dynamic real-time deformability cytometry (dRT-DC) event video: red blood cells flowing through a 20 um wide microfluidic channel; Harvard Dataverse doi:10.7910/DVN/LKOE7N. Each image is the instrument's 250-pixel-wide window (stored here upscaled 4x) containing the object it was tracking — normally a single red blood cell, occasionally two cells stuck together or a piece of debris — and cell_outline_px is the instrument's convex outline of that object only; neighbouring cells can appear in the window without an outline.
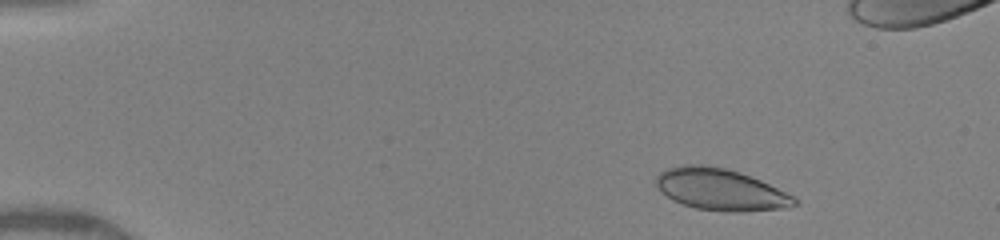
{"species": "human", "species_latin": "Homo sapiens", "temperature_condition": "warm", "stored_images_in_passage": 18, "camera_frame_rate_fps": 3000, "um_per_image_px": 0.085, "donor": {"sex": "female"}, "frame": {"image": 1, "passage_image": 4, "time_ms": 0.667, "image_size_px": [1000, 240], "cell_outline_px": [[800, 204], [780, 208], [740, 212], [728, 212], [696, 208], [672, 200], [660, 192], [656, 184], [656, 176], [660, 172], [668, 168], [684, 164], [700, 164], [724, 168], [740, 172], [760, 180], [796, 196], [800, 200]], "centroid_in_image_um": [61.26, 16.11], "position_along_channel_um": 23.7, "area_um2": 33.7}}
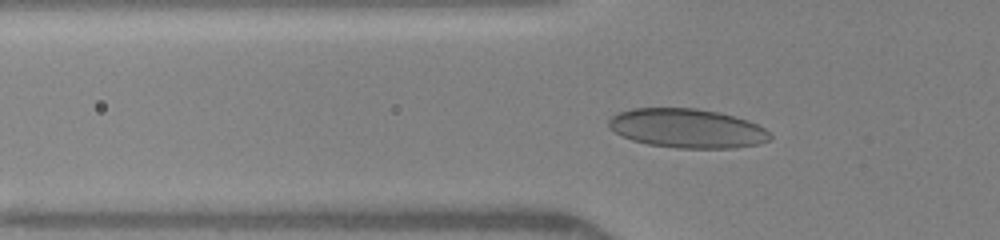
{"frame": {"image": 2, "passage_image": 15, "time_ms": 4.0, "image_size_px": [1000, 240], "cell_outline_px": [[772, 136], [768, 140], [760, 144], [732, 148], [676, 148], [648, 144], [632, 140], [616, 132], [608, 124], [608, 120], [616, 112], [632, 108], [696, 108], [720, 112], [748, 120], [764, 128]], "centroid_in_image_um": [58.41, 10.9], "position_along_channel_um": 67.4, "area_um2": 36.82}}